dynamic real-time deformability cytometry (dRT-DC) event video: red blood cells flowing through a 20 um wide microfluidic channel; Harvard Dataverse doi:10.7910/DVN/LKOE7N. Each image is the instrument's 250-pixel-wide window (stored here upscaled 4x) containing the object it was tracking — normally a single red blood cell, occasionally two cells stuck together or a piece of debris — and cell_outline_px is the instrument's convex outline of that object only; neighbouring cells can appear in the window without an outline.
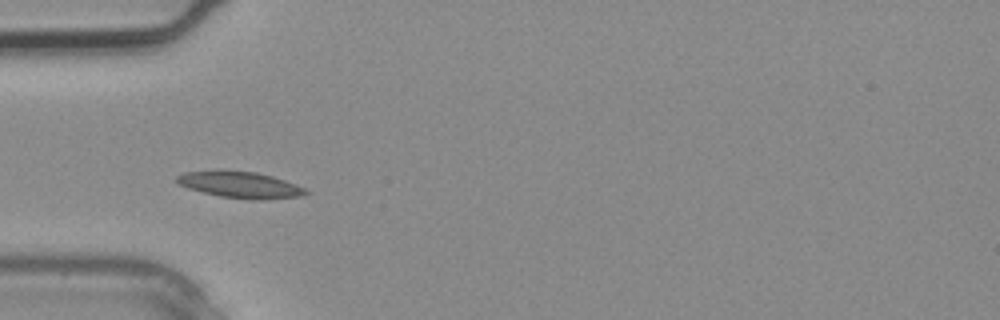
{"species": "common noctule bat (a hibernating species)", "species_latin": "Nyctalus noctula", "temperature_condition": "warm", "stored_images_in_passage": 2, "camera_frame_rate_fps": 3000, "um_per_image_px": 0.085, "animal": {"sex": "male", "body_mass_g": 20.4}, "frame": {"image": 1, "passage_image": 2, "time_ms": 0.333, "image_size_px": [1000, 320], "cell_outline_px": [[308, 192], [296, 196], [260, 200], [252, 200], [220, 196], [188, 188], [180, 184], [176, 180], [176, 176], [184, 172], [212, 168], [256, 172], [272, 176], [296, 184], [304, 188]], "centroid_in_image_um": [20.32, 15.66], "position_along_channel_um": 64.7, "area_um2": 20.0}}